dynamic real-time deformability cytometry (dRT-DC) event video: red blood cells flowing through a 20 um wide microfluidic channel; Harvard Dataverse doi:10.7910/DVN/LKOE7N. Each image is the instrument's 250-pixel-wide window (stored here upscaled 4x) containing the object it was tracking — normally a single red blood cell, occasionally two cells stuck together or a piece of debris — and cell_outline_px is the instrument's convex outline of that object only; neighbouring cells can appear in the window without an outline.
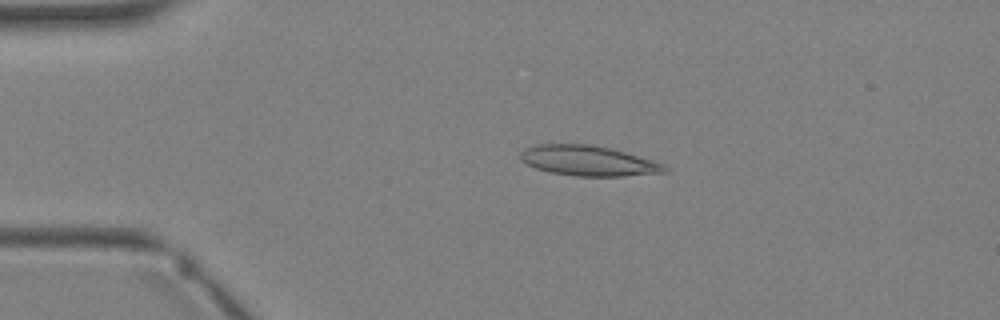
{"species": "Egyptian fruit bat (a non-hibernating species)", "species_latin": "Rousettus aegyptiacus", "temperature_condition": "warm", "stored_images_in_passage": 2, "camera_frame_rate_fps": 3000, "um_per_image_px": 0.085, "animal": {"sex": "female"}, "frame": {"image": 1, "passage_image": 1, "time_ms": 0.0, "image_size_px": [1000, 320], "cell_outline_px": [[668, 172], [624, 176], [576, 176], [552, 172], [536, 168], [520, 160], [520, 152], [524, 148], [536, 144], [588, 144], [608, 148], [624, 152], [652, 160], [664, 164], [668, 168]], "centroid_in_image_um": [49.99, 13.66], "position_along_channel_um": 35.0, "area_um2": 25.2}}